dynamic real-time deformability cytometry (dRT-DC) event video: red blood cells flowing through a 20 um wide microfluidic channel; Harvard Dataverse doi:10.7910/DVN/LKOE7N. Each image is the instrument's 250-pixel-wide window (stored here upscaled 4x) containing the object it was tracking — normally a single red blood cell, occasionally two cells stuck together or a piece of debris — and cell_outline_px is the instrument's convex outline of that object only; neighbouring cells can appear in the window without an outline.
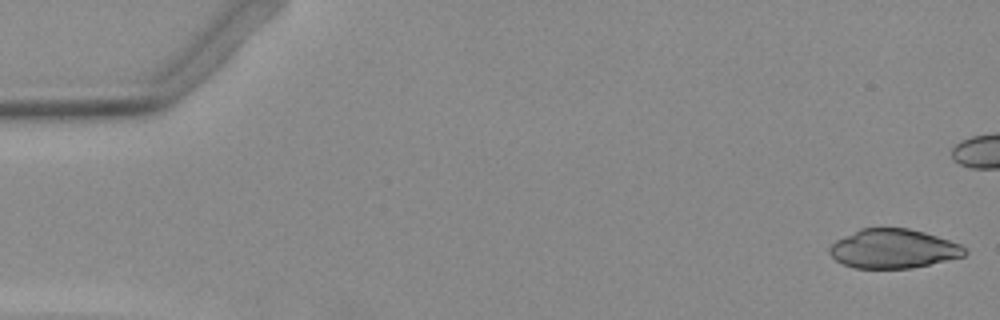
{"species": "Egyptian fruit bat (a non-hibernating species)", "species_latin": "Rousettus aegyptiacus", "temperature_condition": "warm", "stored_images_in_passage": 42, "camera_frame_rate_fps": 3000, "um_per_image_px": 0.085, "animal": {"sex": "female"}, "frame": {"image": 1, "passage_image": 1, "time_ms": 0.0, "image_size_px": [1000, 320], "cell_outline_px": [[968, 252], [964, 256], [948, 260], [912, 268], [852, 268], [836, 260], [828, 252], [828, 248], [836, 240], [860, 228], [908, 228], [924, 232], [960, 244]], "centroid_in_image_um": [75.92, 21.14], "position_along_channel_um": 9.1, "area_um2": 30.75}}